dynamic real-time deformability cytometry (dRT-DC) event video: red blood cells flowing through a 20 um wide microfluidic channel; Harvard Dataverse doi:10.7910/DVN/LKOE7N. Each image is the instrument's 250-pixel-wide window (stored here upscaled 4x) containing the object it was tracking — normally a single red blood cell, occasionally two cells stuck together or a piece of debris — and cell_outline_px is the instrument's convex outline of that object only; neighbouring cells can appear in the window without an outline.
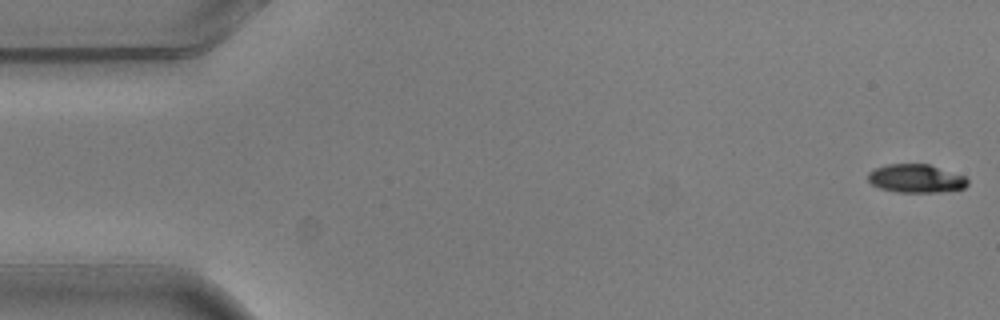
{"species": "common noctule bat (a hibernating species)", "species_latin": "Nyctalus noctula", "temperature_condition": "warm", "stored_images_in_passage": 5, "camera_frame_rate_fps": 3000, "um_per_image_px": 0.085, "animal": {"sex": "male", "body_mass_g": 20.5, "forearm_length_mm": 52.5}, "frame": {"image": 1, "passage_image": 1, "time_ms": 0.0, "image_size_px": [1000, 320], "cell_outline_px": [[968, 184], [964, 188], [944, 192], [896, 192], [880, 188], [872, 184], [868, 180], [868, 172], [876, 168], [888, 164], [928, 164], [964, 176], [968, 180]], "centroid_in_image_um": [77.86, 15.18], "position_along_channel_um": 7.1, "area_um2": 16.42}}
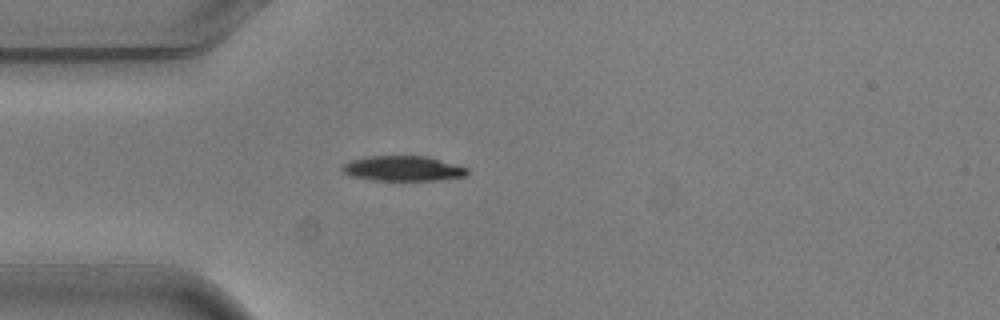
{"frame": {"image": 2, "passage_image": 5, "time_ms": 1.333, "image_size_px": [1000, 320], "cell_outline_px": [[468, 176], [440, 180], [372, 180], [352, 176], [344, 172], [340, 168], [344, 164], [352, 160], [372, 156], [428, 156], [460, 164], [468, 168]], "centroid_in_image_um": [34.35, 14.32], "position_along_channel_um": 50.6, "area_um2": 18.44}}